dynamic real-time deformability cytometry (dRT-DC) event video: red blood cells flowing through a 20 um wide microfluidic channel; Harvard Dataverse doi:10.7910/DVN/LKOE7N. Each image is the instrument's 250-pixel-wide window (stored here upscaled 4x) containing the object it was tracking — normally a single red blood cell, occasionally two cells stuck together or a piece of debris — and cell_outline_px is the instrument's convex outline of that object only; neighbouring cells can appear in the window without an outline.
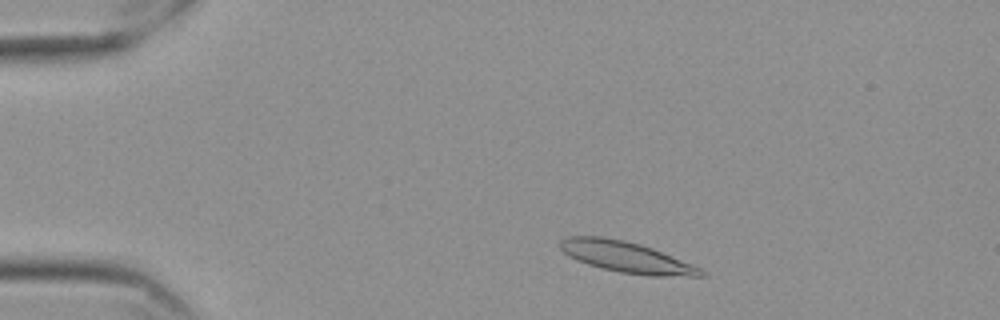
{"species": "Egyptian fruit bat (a non-hibernating species)", "species_latin": "Rousettus aegyptiacus", "temperature_condition": "cold", "stored_images_in_passage": 52, "camera_frame_rate_fps": 3000, "um_per_image_px": 0.085, "frame": {"image": 1, "passage_image": 5, "time_ms": 1.333, "image_size_px": [1000, 320], "cell_outline_px": [[708, 276], [648, 276], [620, 272], [588, 264], [568, 256], [560, 248], [560, 240], [568, 236], [604, 236], [624, 240], [640, 244], [652, 248], [692, 264], [708, 272]], "centroid_in_image_um": [53.27, 21.85], "position_along_channel_um": 31.7, "area_um2": 25.37}}
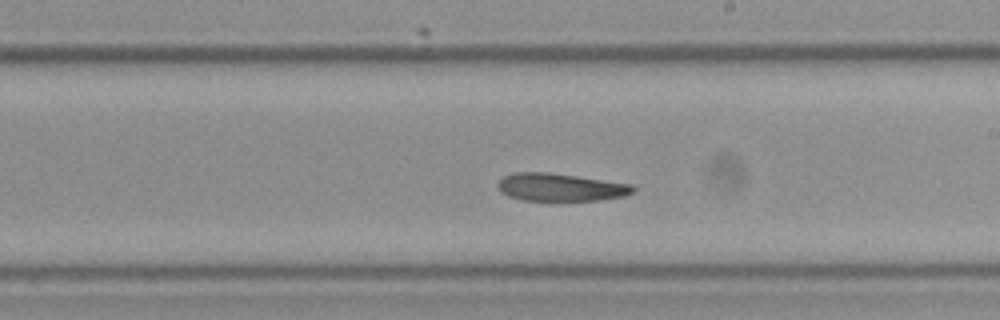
{"frame": {"image": 2, "passage_image": 28, "time_ms": 9.0, "image_size_px": [1000, 320], "cell_outline_px": [[636, 192], [624, 196], [600, 200], [560, 204], [548, 204], [524, 200], [508, 196], [500, 192], [496, 184], [504, 176], [512, 172], [548, 172], [632, 184], [636, 188]], "centroid_in_image_um": [47.63, 15.98], "position_along_channel_um": 241.4, "area_um2": 23.18}}
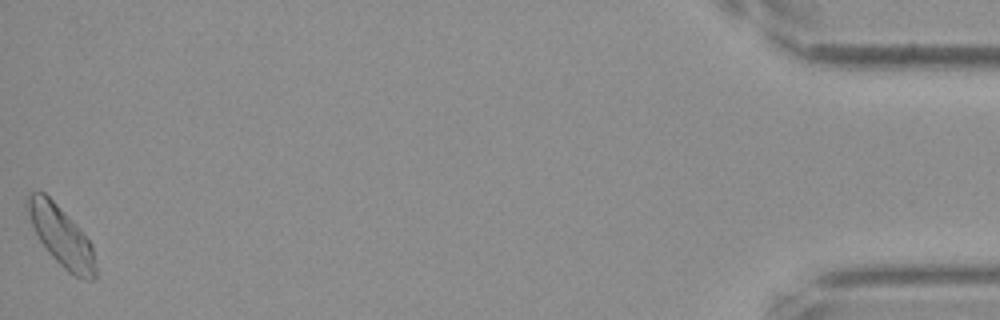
{"frame": {"image": 3, "passage_image": 52, "time_ms": 17.0, "image_size_px": [1000, 320], "cell_outline_px": [[96, 280], [84, 280], [72, 276], [48, 252], [40, 240], [32, 224], [24, 204], [24, 200], [32, 192], [44, 192], [80, 228], [92, 244], [96, 264]], "centroid_in_image_um": [5.23, 20.11], "position_along_channel_um": 430.0, "area_um2": 23.76}, "authors_computed_cell_mechanics": {"area_um2": 23.0333, "velocity_mm_per_s": 3.4891, "shape_relaxation_time_tau1_ms": 6.1502, "shape_relaxation_time_tau2_ms": null, "deformation_change_tau1": 0.1659, "deformation_change_tau2": null}}